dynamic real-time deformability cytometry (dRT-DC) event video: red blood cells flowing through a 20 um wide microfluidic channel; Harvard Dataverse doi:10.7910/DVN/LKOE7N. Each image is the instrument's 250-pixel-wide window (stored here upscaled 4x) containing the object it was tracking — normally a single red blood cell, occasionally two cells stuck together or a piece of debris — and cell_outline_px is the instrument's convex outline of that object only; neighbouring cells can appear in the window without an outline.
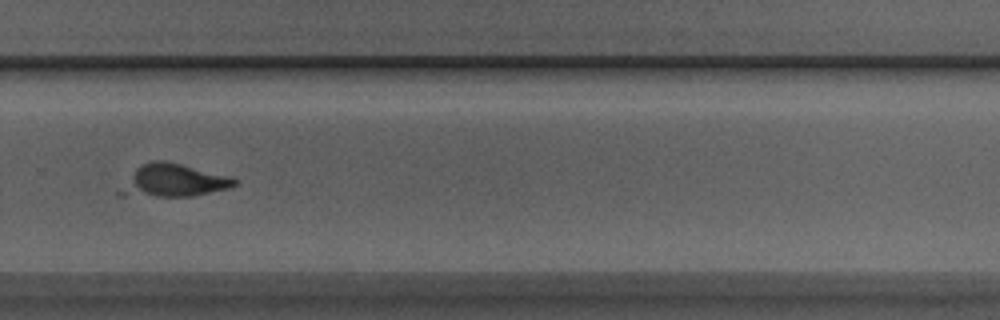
{"species": "Egyptian fruit bat (a non-hibernating species)", "species_latin": "Rousettus aegyptiacus", "temperature_condition": "room temperature", "stored_images_in_passage": 24, "camera_frame_rate_fps": 3000, "um_per_image_px": 0.085, "animal": {"sex": "male"}, "frame": {"image": 1, "passage_image": 22, "time_ms": 7.0, "image_size_px": [1000, 320], "cell_outline_px": [[236, 184], [228, 188], [192, 196], [120, 196], [116, 192], [136, 168], [140, 164], [152, 160], [164, 160], [228, 176], [236, 180]], "centroid_in_image_um": [14.64, 15.35], "position_along_channel_um": 315.2, "area_um2": 21.56}}